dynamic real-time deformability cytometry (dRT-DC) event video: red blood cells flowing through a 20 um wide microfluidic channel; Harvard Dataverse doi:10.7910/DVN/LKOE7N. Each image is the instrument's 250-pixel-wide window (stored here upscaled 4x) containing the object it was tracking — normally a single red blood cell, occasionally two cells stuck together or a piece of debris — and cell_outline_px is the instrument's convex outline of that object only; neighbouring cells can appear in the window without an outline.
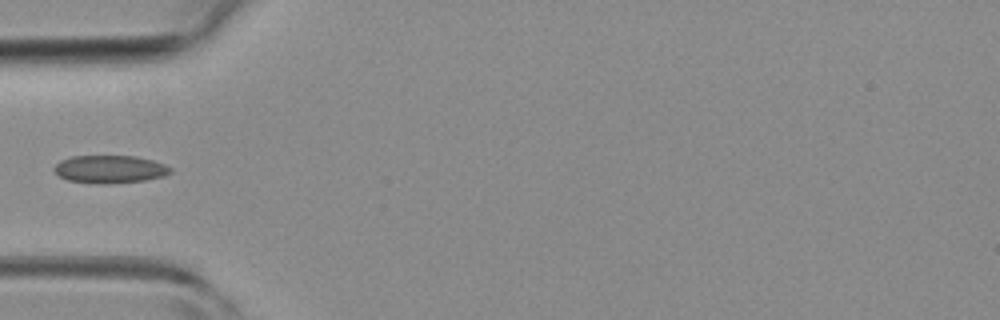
{"species": "common noctule bat (a hibernating species)", "species_latin": "Nyctalus noctula", "temperature_condition": "room temperature", "stored_images_in_passage": 3, "camera_frame_rate_fps": 3000, "um_per_image_px": 0.085, "animal": {"sex": "female", "body_mass_g": 19.3, "forearm_length_mm": 54.1}, "frame": {"image": 1, "passage_image": 3, "time_ms": 2.333, "image_size_px": [1000, 320], "cell_outline_px": [[172, 172], [164, 176], [144, 180], [112, 184], [96, 184], [68, 180], [60, 176], [52, 168], [60, 160], [72, 156], [136, 156], [152, 160], [164, 164], [172, 168]], "centroid_in_image_um": [9.34, 14.39], "position_along_channel_um": 75.7, "area_um2": 18.96}}